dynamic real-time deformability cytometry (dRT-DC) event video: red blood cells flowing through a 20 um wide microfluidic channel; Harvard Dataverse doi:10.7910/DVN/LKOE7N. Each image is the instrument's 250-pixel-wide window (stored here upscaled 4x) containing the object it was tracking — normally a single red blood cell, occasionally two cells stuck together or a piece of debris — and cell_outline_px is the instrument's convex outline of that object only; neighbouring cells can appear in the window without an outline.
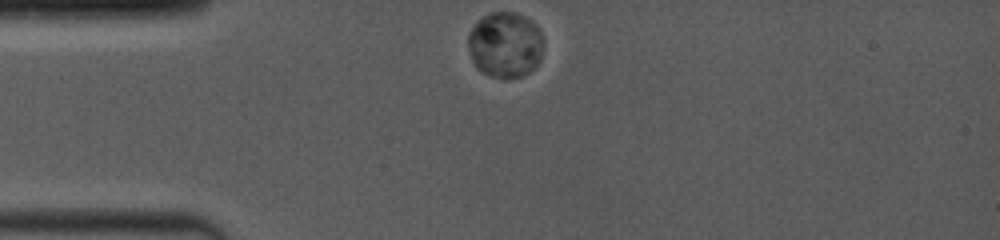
{"species": "common noctule bat (a hibernating species)", "species_latin": "Nyctalus noctula", "temperature_condition": "room temperature", "stored_images_in_passage": 29, "camera_frame_rate_fps": 4000, "um_per_image_px": 0.085, "animal": {"sex": "female", "body_mass_g": 19.0, "forearm_length_mm": 53.3}, "frame": {"image": 1, "passage_image": 1, "time_ms": 0.0, "image_size_px": [1000, 240], "cell_outline_px": [[544, 44], [540, 60], [528, 72], [520, 76], [504, 80], [488, 76], [480, 72], [476, 68], [472, 60], [468, 48], [468, 36], [476, 20], [492, 12], [516, 12], [532, 20], [540, 28], [544, 40]], "centroid_in_image_um": [42.95, 3.81], "position_along_channel_um": 42.1, "area_um2": 29.48}}
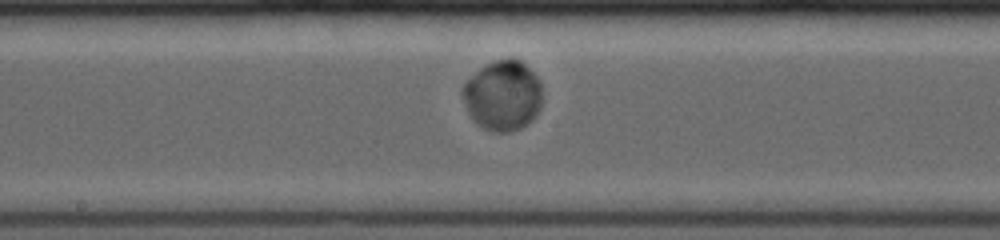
{"frame": {"image": 2, "passage_image": 11, "time_ms": 5.0, "image_size_px": [1000, 240], "cell_outline_px": [[540, 108], [536, 116], [532, 120], [520, 128], [508, 132], [492, 132], [484, 128], [472, 116], [464, 100], [464, 84], [480, 68], [496, 60], [520, 60], [536, 76], [540, 84]], "centroid_in_image_um": [42.77, 8.14], "position_along_channel_um": 205.4, "area_um2": 31.5}}
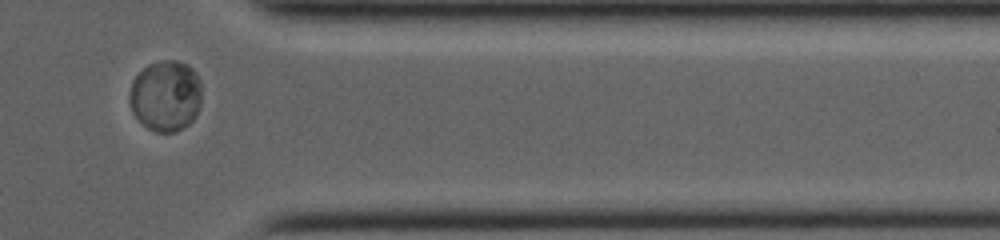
{"frame": {"image": 3, "passage_image": 23, "time_ms": 10.0, "image_size_px": [1000, 240], "cell_outline_px": [[200, 104], [196, 116], [188, 124], [176, 132], [156, 132], [148, 128], [132, 112], [128, 100], [128, 96], [132, 80], [148, 64], [160, 60], [176, 60], [188, 64], [192, 68], [200, 80]], "centroid_in_image_um": [14.07, 8.13], "position_along_channel_um": 397.3, "area_um2": 30.0}}